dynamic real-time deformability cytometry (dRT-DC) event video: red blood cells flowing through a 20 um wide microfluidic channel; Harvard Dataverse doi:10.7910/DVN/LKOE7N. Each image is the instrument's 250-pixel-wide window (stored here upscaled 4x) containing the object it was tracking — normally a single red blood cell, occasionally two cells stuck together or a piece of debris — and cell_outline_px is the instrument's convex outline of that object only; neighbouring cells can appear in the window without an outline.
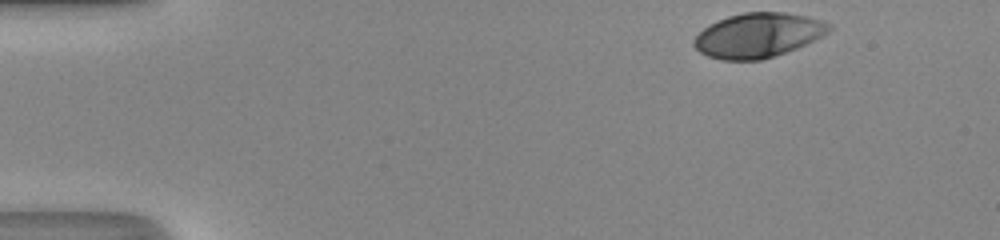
{"species": "human", "species_latin": "Homo sapiens", "temperature_condition": "room temperature", "stored_images_in_passage": 36, "camera_frame_rate_fps": 3000, "um_per_image_px": 0.085, "donor": {"sex": "male"}, "frame": {"image": 1, "passage_image": 1, "time_ms": 0.0, "image_size_px": [1000, 240], "cell_outline_px": [[832, 28], [828, 32], [796, 48], [760, 60], [724, 60], [708, 56], [700, 52], [692, 44], [692, 40], [708, 24], [728, 16], [744, 12], [784, 12], [808, 16], [824, 20], [832, 24]], "centroid_in_image_um": [64.43, 2.98], "position_along_channel_um": 20.6, "area_um2": 34.91}}
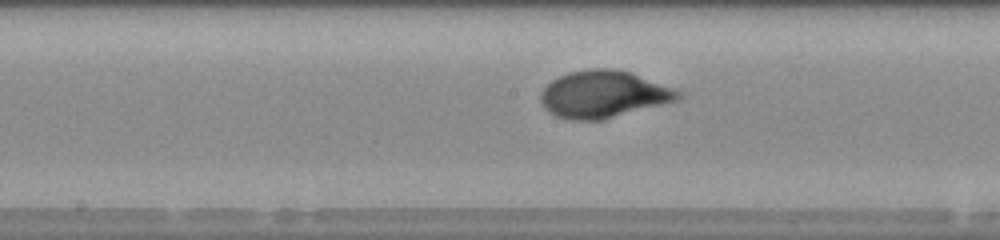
{"frame": {"image": 2, "passage_image": 21, "time_ms": 6.667, "image_size_px": [1000, 240], "cell_outline_px": [[684, 96], [680, 100], [600, 120], [572, 120], [556, 116], [544, 108], [540, 100], [540, 92], [552, 80], [568, 72], [592, 68], [616, 68], [628, 72], [672, 88], [680, 92]], "centroid_in_image_um": [51.27, 8.01], "position_along_channel_um": 196.9, "area_um2": 37.45}}
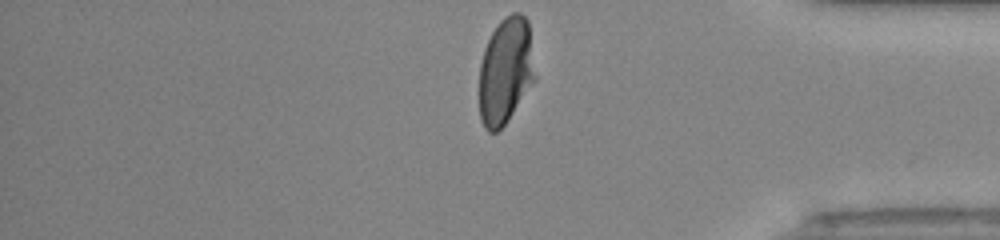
{"frame": {"image": 3, "passage_image": 36, "time_ms": 11.667, "image_size_px": [1000, 240], "cell_outline_px": [[536, 80], [508, 120], [496, 132], [488, 132], [484, 128], [480, 120], [480, 64], [484, 48], [496, 24], [504, 16], [512, 12], [520, 12], [528, 20], [536, 76]], "centroid_in_image_um": [42.99, 6.01], "position_along_channel_um": 392.2, "area_um2": 35.03}, "authors_computed_cell_mechanics": {"area_um2": 35.7493, "velocity_mm_per_s": 4.3238, "shape_relaxation_time_tau1_ms": 3.405, "shape_relaxation_time_tau2_ms": null, "deformation_change_tau1": 0.1954, "deformation_change_tau2": null}}